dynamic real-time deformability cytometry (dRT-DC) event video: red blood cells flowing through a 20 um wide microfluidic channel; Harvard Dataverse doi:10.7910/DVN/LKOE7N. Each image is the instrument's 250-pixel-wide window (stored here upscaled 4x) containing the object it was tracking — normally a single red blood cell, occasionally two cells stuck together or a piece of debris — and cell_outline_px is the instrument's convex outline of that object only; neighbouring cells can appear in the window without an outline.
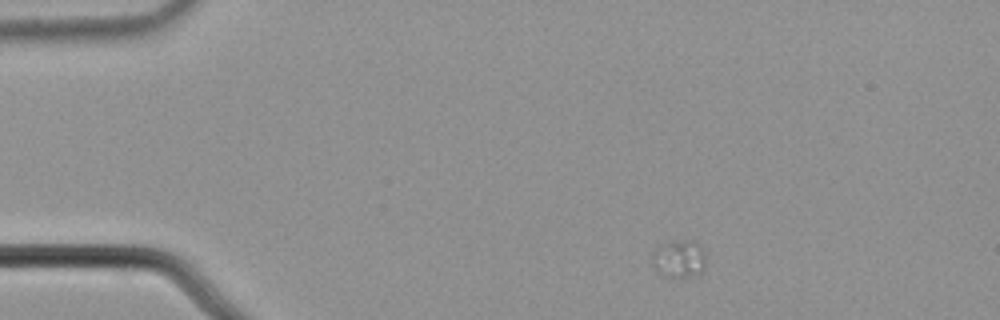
{"species": "common noctule bat (a hibernating species)", "species_latin": "Nyctalus noctula", "temperature_condition": "cold", "stored_images_in_passage": 4, "camera_frame_rate_fps": 3000, "um_per_image_px": 0.085, "animal": {"sex": "male", "body_mass_g": 21.5, "forearm_length_mm": 52.0}, "frame": {"image": 1, "passage_image": 1, "time_ms": 0.0, "image_size_px": [1000, 320], "cell_outline_px": [[704, 272], [692, 276], [664, 276], [652, 264], [652, 252], [660, 244], [680, 240], [692, 240], [704, 252]], "centroid_in_image_um": [57.7, 21.99], "position_along_channel_um": 27.3, "area_um2": 11.56}}